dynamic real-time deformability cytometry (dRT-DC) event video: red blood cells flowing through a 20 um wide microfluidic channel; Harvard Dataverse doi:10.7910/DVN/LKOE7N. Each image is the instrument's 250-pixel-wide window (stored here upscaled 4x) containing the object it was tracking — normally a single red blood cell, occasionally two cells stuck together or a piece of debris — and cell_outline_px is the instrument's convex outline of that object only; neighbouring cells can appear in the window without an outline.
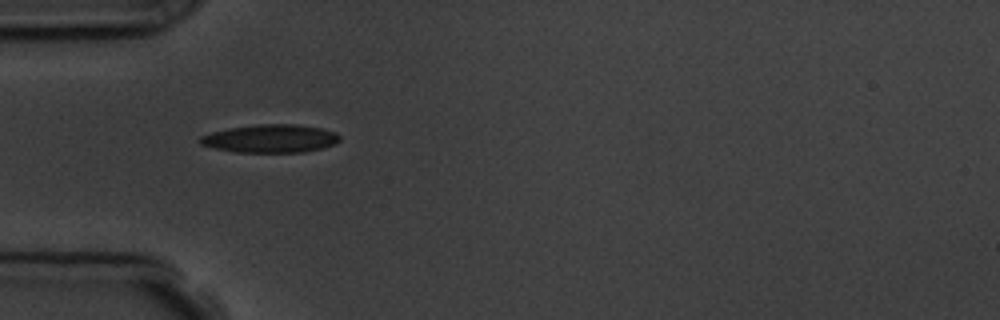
{"species": "common noctule bat (a hibernating species)", "species_latin": "Nyctalus noctula", "temperature_condition": "room temperature", "stored_images_in_passage": 5, "camera_frame_rate_fps": 3000, "um_per_image_px": 0.085, "animal": {"sex": "male", "body_mass_g": 19.5, "forearm_length_mm": 54.6}, "frame": {"image": 1, "passage_image": 1, "time_ms": 0.0, "image_size_px": [1000, 320], "cell_outline_px": [[340, 140], [336, 144], [324, 148], [304, 152], [236, 152], [216, 148], [200, 144], [200, 136], [212, 132], [228, 128], [256, 124], [296, 124], [320, 128], [336, 132], [340, 136]], "centroid_in_image_um": [23.03, 11.77], "position_along_channel_um": 62.0, "area_um2": 22.95}}